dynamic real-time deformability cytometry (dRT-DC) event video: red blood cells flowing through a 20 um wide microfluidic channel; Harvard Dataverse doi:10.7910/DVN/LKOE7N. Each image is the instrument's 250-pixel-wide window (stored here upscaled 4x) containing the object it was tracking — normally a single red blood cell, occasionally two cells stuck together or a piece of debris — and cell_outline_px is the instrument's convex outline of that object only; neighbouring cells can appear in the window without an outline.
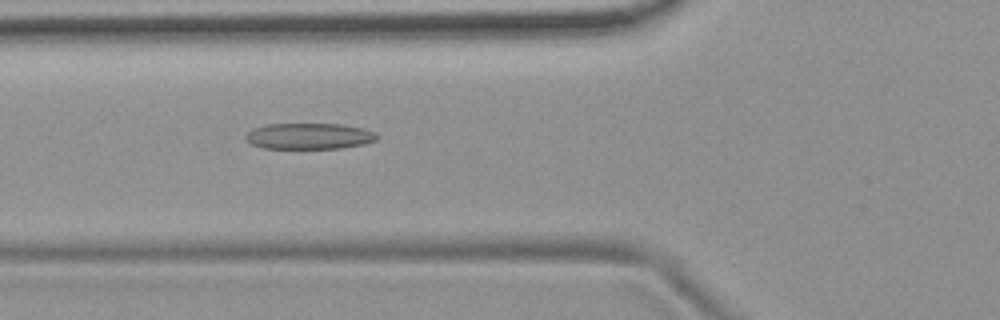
{"species": "common noctule bat (a hibernating species)", "species_latin": "Nyctalus noctula", "temperature_condition": "room temperature", "stored_images_in_passage": 54, "camera_frame_rate_fps": 3000, "um_per_image_px": 0.085, "animal": {"sex": "female", "body_mass_g": 19.9}, "frame": {"image": 1, "passage_image": 20, "time_ms": 6.333, "image_size_px": [1000, 320], "cell_outline_px": [[380, 136], [376, 140], [364, 144], [340, 148], [264, 148], [252, 144], [244, 140], [244, 136], [252, 128], [264, 124], [344, 124], [364, 128], [376, 132]], "centroid_in_image_um": [26.28, 11.56], "position_along_channel_um": 99.5, "area_um2": 20.17}}
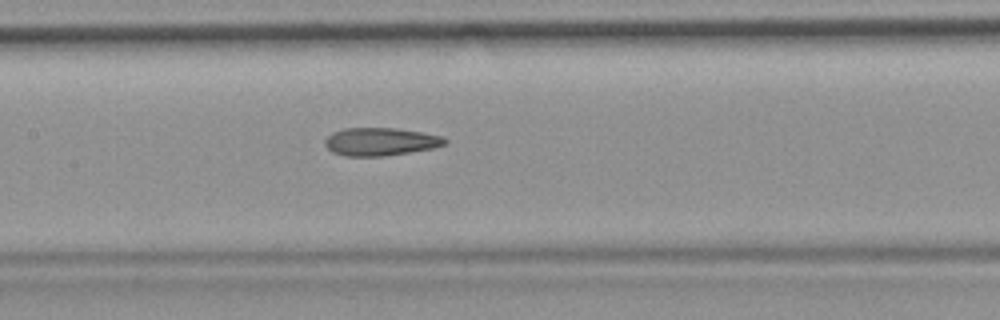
{"frame": {"image": 2, "passage_image": 26, "time_ms": 8.333, "image_size_px": [1000, 320], "cell_outline_px": [[448, 140], [444, 144], [432, 148], [384, 156], [344, 156], [332, 152], [324, 144], [324, 140], [332, 132], [344, 128], [396, 128], [424, 132], [444, 136]], "centroid_in_image_um": [32.33, 12.03], "position_along_channel_um": 175.1, "area_um2": 19.59}}
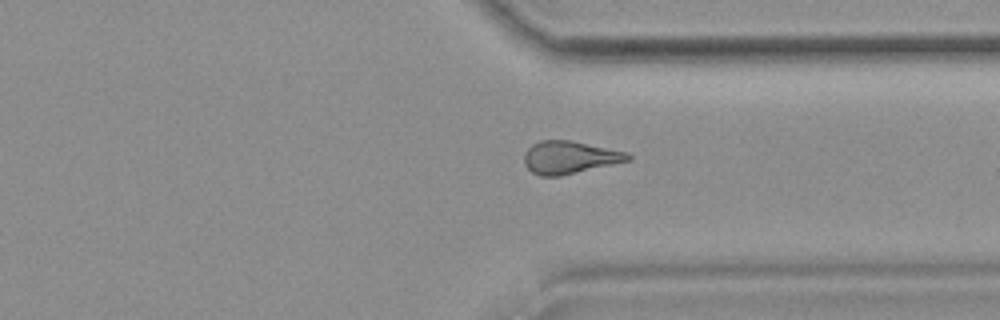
{"frame": {"image": 3, "passage_image": 41, "time_ms": 13.333, "image_size_px": [1000, 320], "cell_outline_px": [[632, 160], [560, 176], [540, 176], [532, 172], [524, 164], [524, 152], [532, 144], [540, 140], [572, 140], [628, 152], [632, 156]], "centroid_in_image_um": [48.43, 13.37], "position_along_channel_um": 363.0, "area_um2": 19.94}, "authors_computed_cell_mechanics": {"area_um2": 20.4034, "velocity_mm_per_s": 3.7553, "shape_relaxation_time_tau1_ms": null, "shape_relaxation_time_tau2_ms": 3.9158, "deformation_change_tau1": null, "deformation_change_tau2": 0.1487}}